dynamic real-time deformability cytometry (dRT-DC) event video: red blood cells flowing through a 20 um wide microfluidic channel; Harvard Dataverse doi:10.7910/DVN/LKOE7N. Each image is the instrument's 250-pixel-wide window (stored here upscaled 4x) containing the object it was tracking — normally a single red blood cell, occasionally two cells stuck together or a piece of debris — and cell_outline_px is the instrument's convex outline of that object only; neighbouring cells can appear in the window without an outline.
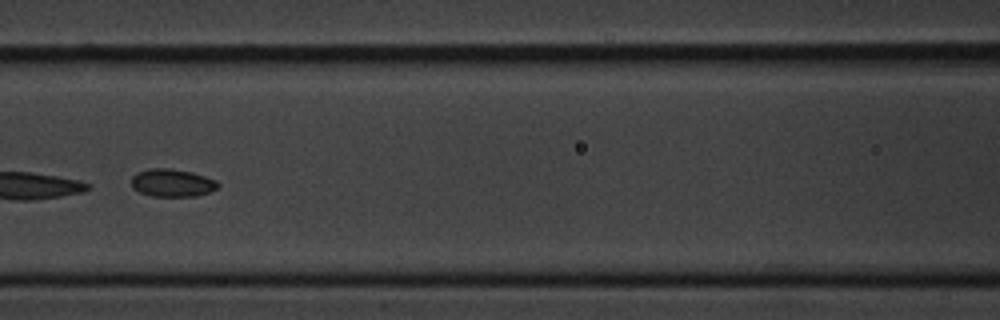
{"species": "common noctule bat (a hibernating species)", "species_latin": "Nyctalus noctula", "temperature_condition": "cold", "stored_images_in_passage": 9, "camera_frame_rate_fps": 3000, "um_per_image_px": 0.085, "animal": {"sex": "male", "body_mass_g": 20.1, "forearm_length_mm": 53.5}, "frame": {"image": 1, "passage_image": 4, "time_ms": 3.667, "image_size_px": [1000, 320], "cell_outline_px": [[220, 184], [216, 188], [208, 192], [196, 196], [152, 196], [140, 192], [132, 188], [132, 176], [136, 172], [148, 168], [168, 168], [192, 172], [216, 180]], "centroid_in_image_um": [14.61, 15.53], "position_along_channel_um": 152.0, "area_um2": 13.99}}
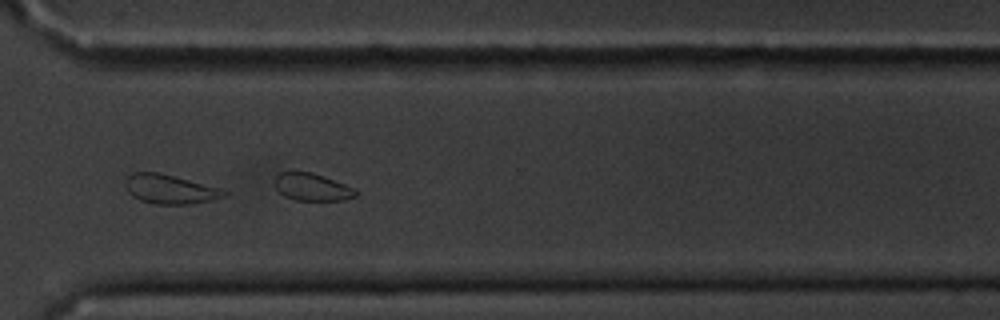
{"frame": {"image": 2, "passage_image": 9, "time_ms": 9.333, "image_size_px": [1000, 320], "cell_outline_px": [[356, 196], [344, 200], [296, 200], [284, 196], [276, 188], [276, 176], [280, 172], [312, 172], [324, 176], [344, 184], [352, 188], [356, 192]], "centroid_in_image_um": [26.51, 15.9], "position_along_channel_um": 344.1, "area_um2": 12.66}}